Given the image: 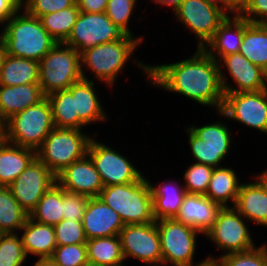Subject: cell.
Instances as JSON below:
<instances>
[{
  "label": "cell",
  "instance_id": "ee69618b",
  "mask_svg": "<svg viewBox=\"0 0 267 266\" xmlns=\"http://www.w3.org/2000/svg\"><path fill=\"white\" fill-rule=\"evenodd\" d=\"M90 198L63 189V219L82 221Z\"/></svg>",
  "mask_w": 267,
  "mask_h": 266
},
{
  "label": "cell",
  "instance_id": "d590c367",
  "mask_svg": "<svg viewBox=\"0 0 267 266\" xmlns=\"http://www.w3.org/2000/svg\"><path fill=\"white\" fill-rule=\"evenodd\" d=\"M184 133L187 134L188 144L190 148V156L194 162L202 163L205 165L212 166L214 168L225 166L226 158L230 157L231 148H212L206 144V141H203L198 137L188 126L184 127ZM225 160V161H224ZM222 164V165H221Z\"/></svg>",
  "mask_w": 267,
  "mask_h": 266
},
{
  "label": "cell",
  "instance_id": "d6986e66",
  "mask_svg": "<svg viewBox=\"0 0 267 266\" xmlns=\"http://www.w3.org/2000/svg\"><path fill=\"white\" fill-rule=\"evenodd\" d=\"M82 226L87 240L119 235L125 226L119 214L105 204L99 197L88 200Z\"/></svg>",
  "mask_w": 267,
  "mask_h": 266
},
{
  "label": "cell",
  "instance_id": "e0dca14e",
  "mask_svg": "<svg viewBox=\"0 0 267 266\" xmlns=\"http://www.w3.org/2000/svg\"><path fill=\"white\" fill-rule=\"evenodd\" d=\"M97 83L81 79L67 89L75 97V115H79V130L88 131L86 129L89 125L97 126L100 122L107 123L110 119L107 109L102 105L101 95L99 96L101 89Z\"/></svg>",
  "mask_w": 267,
  "mask_h": 266
},
{
  "label": "cell",
  "instance_id": "9c48e42d",
  "mask_svg": "<svg viewBox=\"0 0 267 266\" xmlns=\"http://www.w3.org/2000/svg\"><path fill=\"white\" fill-rule=\"evenodd\" d=\"M156 225L161 243L162 266H196L207 259L199 262L194 260L197 255V238L204 236L201 232L174 218L158 219Z\"/></svg>",
  "mask_w": 267,
  "mask_h": 266
},
{
  "label": "cell",
  "instance_id": "f5cc1de1",
  "mask_svg": "<svg viewBox=\"0 0 267 266\" xmlns=\"http://www.w3.org/2000/svg\"><path fill=\"white\" fill-rule=\"evenodd\" d=\"M196 266H220L216 260H210L206 259L201 264H198Z\"/></svg>",
  "mask_w": 267,
  "mask_h": 266
},
{
  "label": "cell",
  "instance_id": "5b68a950",
  "mask_svg": "<svg viewBox=\"0 0 267 266\" xmlns=\"http://www.w3.org/2000/svg\"><path fill=\"white\" fill-rule=\"evenodd\" d=\"M89 131L54 128L36 150V157L57 176L73 162L87 155L92 136Z\"/></svg>",
  "mask_w": 267,
  "mask_h": 266
},
{
  "label": "cell",
  "instance_id": "680465c9",
  "mask_svg": "<svg viewBox=\"0 0 267 266\" xmlns=\"http://www.w3.org/2000/svg\"><path fill=\"white\" fill-rule=\"evenodd\" d=\"M0 130H3V128H2V123L0 122Z\"/></svg>",
  "mask_w": 267,
  "mask_h": 266
},
{
  "label": "cell",
  "instance_id": "7dc6e473",
  "mask_svg": "<svg viewBox=\"0 0 267 266\" xmlns=\"http://www.w3.org/2000/svg\"><path fill=\"white\" fill-rule=\"evenodd\" d=\"M21 7V0H0V22L3 24Z\"/></svg>",
  "mask_w": 267,
  "mask_h": 266
},
{
  "label": "cell",
  "instance_id": "d6a6232c",
  "mask_svg": "<svg viewBox=\"0 0 267 266\" xmlns=\"http://www.w3.org/2000/svg\"><path fill=\"white\" fill-rule=\"evenodd\" d=\"M79 13L80 10L75 3L73 6L61 11L42 15L39 20L57 43H64L71 34Z\"/></svg>",
  "mask_w": 267,
  "mask_h": 266
},
{
  "label": "cell",
  "instance_id": "7c38bea8",
  "mask_svg": "<svg viewBox=\"0 0 267 266\" xmlns=\"http://www.w3.org/2000/svg\"><path fill=\"white\" fill-rule=\"evenodd\" d=\"M177 24L194 35L196 48H203L227 15L204 0H182L173 12Z\"/></svg>",
  "mask_w": 267,
  "mask_h": 266
},
{
  "label": "cell",
  "instance_id": "7402d4cb",
  "mask_svg": "<svg viewBox=\"0 0 267 266\" xmlns=\"http://www.w3.org/2000/svg\"><path fill=\"white\" fill-rule=\"evenodd\" d=\"M153 205V216L155 220L158 219H172L175 218L182 205L183 199L187 194L183 182L176 181L174 178H169L152 183L147 177ZM172 179V180H171Z\"/></svg>",
  "mask_w": 267,
  "mask_h": 266
},
{
  "label": "cell",
  "instance_id": "7bdbcfd3",
  "mask_svg": "<svg viewBox=\"0 0 267 266\" xmlns=\"http://www.w3.org/2000/svg\"><path fill=\"white\" fill-rule=\"evenodd\" d=\"M75 3L76 0H21L22 8L37 18L69 8Z\"/></svg>",
  "mask_w": 267,
  "mask_h": 266
},
{
  "label": "cell",
  "instance_id": "83f0119b",
  "mask_svg": "<svg viewBox=\"0 0 267 266\" xmlns=\"http://www.w3.org/2000/svg\"><path fill=\"white\" fill-rule=\"evenodd\" d=\"M39 83V62L4 55L0 67V85L17 86Z\"/></svg>",
  "mask_w": 267,
  "mask_h": 266
},
{
  "label": "cell",
  "instance_id": "4316f807",
  "mask_svg": "<svg viewBox=\"0 0 267 266\" xmlns=\"http://www.w3.org/2000/svg\"><path fill=\"white\" fill-rule=\"evenodd\" d=\"M36 158V150L4 140L0 144V186H9Z\"/></svg>",
  "mask_w": 267,
  "mask_h": 266
},
{
  "label": "cell",
  "instance_id": "8992f818",
  "mask_svg": "<svg viewBox=\"0 0 267 266\" xmlns=\"http://www.w3.org/2000/svg\"><path fill=\"white\" fill-rule=\"evenodd\" d=\"M2 128L7 142L37 150L55 128L49 100L45 97L38 104L11 116Z\"/></svg>",
  "mask_w": 267,
  "mask_h": 266
},
{
  "label": "cell",
  "instance_id": "603a6c76",
  "mask_svg": "<svg viewBox=\"0 0 267 266\" xmlns=\"http://www.w3.org/2000/svg\"><path fill=\"white\" fill-rule=\"evenodd\" d=\"M220 208L205 195L187 193L174 219L190 225L204 235L214 224Z\"/></svg>",
  "mask_w": 267,
  "mask_h": 266
},
{
  "label": "cell",
  "instance_id": "74e56055",
  "mask_svg": "<svg viewBox=\"0 0 267 266\" xmlns=\"http://www.w3.org/2000/svg\"><path fill=\"white\" fill-rule=\"evenodd\" d=\"M139 0H108L105 13L108 18L119 28H121L127 35L135 36L130 22L134 16V11L137 10ZM136 8V9H135Z\"/></svg>",
  "mask_w": 267,
  "mask_h": 266
},
{
  "label": "cell",
  "instance_id": "ba28073f",
  "mask_svg": "<svg viewBox=\"0 0 267 266\" xmlns=\"http://www.w3.org/2000/svg\"><path fill=\"white\" fill-rule=\"evenodd\" d=\"M81 79L80 53L71 46L56 43L39 61V85L45 97Z\"/></svg>",
  "mask_w": 267,
  "mask_h": 266
},
{
  "label": "cell",
  "instance_id": "484cf974",
  "mask_svg": "<svg viewBox=\"0 0 267 266\" xmlns=\"http://www.w3.org/2000/svg\"><path fill=\"white\" fill-rule=\"evenodd\" d=\"M214 168L205 196L220 207H234L242 181L229 166Z\"/></svg>",
  "mask_w": 267,
  "mask_h": 266
},
{
  "label": "cell",
  "instance_id": "ab89813d",
  "mask_svg": "<svg viewBox=\"0 0 267 266\" xmlns=\"http://www.w3.org/2000/svg\"><path fill=\"white\" fill-rule=\"evenodd\" d=\"M216 261L220 266H267V242L245 252L221 256Z\"/></svg>",
  "mask_w": 267,
  "mask_h": 266
},
{
  "label": "cell",
  "instance_id": "2e32d148",
  "mask_svg": "<svg viewBox=\"0 0 267 266\" xmlns=\"http://www.w3.org/2000/svg\"><path fill=\"white\" fill-rule=\"evenodd\" d=\"M56 183V176L36 157L8 188L30 215L41 197Z\"/></svg>",
  "mask_w": 267,
  "mask_h": 266
},
{
  "label": "cell",
  "instance_id": "8fae6325",
  "mask_svg": "<svg viewBox=\"0 0 267 266\" xmlns=\"http://www.w3.org/2000/svg\"><path fill=\"white\" fill-rule=\"evenodd\" d=\"M224 119L267 135V89L257 92H224L220 110Z\"/></svg>",
  "mask_w": 267,
  "mask_h": 266
},
{
  "label": "cell",
  "instance_id": "44dd1931",
  "mask_svg": "<svg viewBox=\"0 0 267 266\" xmlns=\"http://www.w3.org/2000/svg\"><path fill=\"white\" fill-rule=\"evenodd\" d=\"M243 36L244 18L240 15L227 16L202 49L218 62L222 57L240 51Z\"/></svg>",
  "mask_w": 267,
  "mask_h": 266
},
{
  "label": "cell",
  "instance_id": "f35d334b",
  "mask_svg": "<svg viewBox=\"0 0 267 266\" xmlns=\"http://www.w3.org/2000/svg\"><path fill=\"white\" fill-rule=\"evenodd\" d=\"M28 257L19 234H0V266H24Z\"/></svg>",
  "mask_w": 267,
  "mask_h": 266
},
{
  "label": "cell",
  "instance_id": "3957f363",
  "mask_svg": "<svg viewBox=\"0 0 267 266\" xmlns=\"http://www.w3.org/2000/svg\"><path fill=\"white\" fill-rule=\"evenodd\" d=\"M2 43L5 54L39 62L57 42L45 30L39 18L21 7L3 23Z\"/></svg>",
  "mask_w": 267,
  "mask_h": 266
},
{
  "label": "cell",
  "instance_id": "ffe728a7",
  "mask_svg": "<svg viewBox=\"0 0 267 266\" xmlns=\"http://www.w3.org/2000/svg\"><path fill=\"white\" fill-rule=\"evenodd\" d=\"M250 179L240 184L234 208L252 226L267 228V189L256 175Z\"/></svg>",
  "mask_w": 267,
  "mask_h": 266
},
{
  "label": "cell",
  "instance_id": "9a60e30c",
  "mask_svg": "<svg viewBox=\"0 0 267 266\" xmlns=\"http://www.w3.org/2000/svg\"><path fill=\"white\" fill-rule=\"evenodd\" d=\"M218 65L224 92H257L267 89V72L251 63L240 52L222 57Z\"/></svg>",
  "mask_w": 267,
  "mask_h": 266
},
{
  "label": "cell",
  "instance_id": "f907efd6",
  "mask_svg": "<svg viewBox=\"0 0 267 266\" xmlns=\"http://www.w3.org/2000/svg\"><path fill=\"white\" fill-rule=\"evenodd\" d=\"M31 266H57L50 259L36 260Z\"/></svg>",
  "mask_w": 267,
  "mask_h": 266
},
{
  "label": "cell",
  "instance_id": "cb8c5ba5",
  "mask_svg": "<svg viewBox=\"0 0 267 266\" xmlns=\"http://www.w3.org/2000/svg\"><path fill=\"white\" fill-rule=\"evenodd\" d=\"M18 234L27 257L32 255L37 256V260L50 259L57 247L54 226L38 223L30 217Z\"/></svg>",
  "mask_w": 267,
  "mask_h": 266
},
{
  "label": "cell",
  "instance_id": "11a10c76",
  "mask_svg": "<svg viewBox=\"0 0 267 266\" xmlns=\"http://www.w3.org/2000/svg\"><path fill=\"white\" fill-rule=\"evenodd\" d=\"M4 55H5V50H4L3 43H2V41H1V42H0V67H1L2 60H3V58H4Z\"/></svg>",
  "mask_w": 267,
  "mask_h": 266
},
{
  "label": "cell",
  "instance_id": "d4e9b609",
  "mask_svg": "<svg viewBox=\"0 0 267 266\" xmlns=\"http://www.w3.org/2000/svg\"><path fill=\"white\" fill-rule=\"evenodd\" d=\"M44 98L39 83L17 86L0 85V122L3 124L11 116L38 104Z\"/></svg>",
  "mask_w": 267,
  "mask_h": 266
},
{
  "label": "cell",
  "instance_id": "4fadbf2b",
  "mask_svg": "<svg viewBox=\"0 0 267 266\" xmlns=\"http://www.w3.org/2000/svg\"><path fill=\"white\" fill-rule=\"evenodd\" d=\"M127 35L103 13L80 12L71 34L64 44L80 54L96 45L125 39Z\"/></svg>",
  "mask_w": 267,
  "mask_h": 266
},
{
  "label": "cell",
  "instance_id": "b9f144b4",
  "mask_svg": "<svg viewBox=\"0 0 267 266\" xmlns=\"http://www.w3.org/2000/svg\"><path fill=\"white\" fill-rule=\"evenodd\" d=\"M57 246L86 244L87 238L82 221L61 220L54 225Z\"/></svg>",
  "mask_w": 267,
  "mask_h": 266
},
{
  "label": "cell",
  "instance_id": "6da1fadb",
  "mask_svg": "<svg viewBox=\"0 0 267 266\" xmlns=\"http://www.w3.org/2000/svg\"><path fill=\"white\" fill-rule=\"evenodd\" d=\"M191 54L178 62L149 63L148 86H154L164 93L179 94L214 112L220 111L224 91L218 62L201 48H196Z\"/></svg>",
  "mask_w": 267,
  "mask_h": 266
},
{
  "label": "cell",
  "instance_id": "5bb4252c",
  "mask_svg": "<svg viewBox=\"0 0 267 266\" xmlns=\"http://www.w3.org/2000/svg\"><path fill=\"white\" fill-rule=\"evenodd\" d=\"M125 261L135 259L144 266H162V251L156 221L128 224L119 233Z\"/></svg>",
  "mask_w": 267,
  "mask_h": 266
},
{
  "label": "cell",
  "instance_id": "30bf717a",
  "mask_svg": "<svg viewBox=\"0 0 267 266\" xmlns=\"http://www.w3.org/2000/svg\"><path fill=\"white\" fill-rule=\"evenodd\" d=\"M98 138H96V137ZM99 140V137L94 135L90 140L87 155L91 158L103 186H112L120 184H129L139 181L144 176L143 172L138 169V165H134V160L120 153L113 146H109ZM133 161V162H132Z\"/></svg>",
  "mask_w": 267,
  "mask_h": 266
},
{
  "label": "cell",
  "instance_id": "6f0895ef",
  "mask_svg": "<svg viewBox=\"0 0 267 266\" xmlns=\"http://www.w3.org/2000/svg\"><path fill=\"white\" fill-rule=\"evenodd\" d=\"M2 27H3V24L0 22V42L2 41Z\"/></svg>",
  "mask_w": 267,
  "mask_h": 266
},
{
  "label": "cell",
  "instance_id": "277c9868",
  "mask_svg": "<svg viewBox=\"0 0 267 266\" xmlns=\"http://www.w3.org/2000/svg\"><path fill=\"white\" fill-rule=\"evenodd\" d=\"M98 197L119 214L124 225L156 221L147 175L134 183L104 186Z\"/></svg>",
  "mask_w": 267,
  "mask_h": 266
},
{
  "label": "cell",
  "instance_id": "c3c4849f",
  "mask_svg": "<svg viewBox=\"0 0 267 266\" xmlns=\"http://www.w3.org/2000/svg\"><path fill=\"white\" fill-rule=\"evenodd\" d=\"M248 0H222V11L227 16L240 15L247 5Z\"/></svg>",
  "mask_w": 267,
  "mask_h": 266
},
{
  "label": "cell",
  "instance_id": "7a4b0ae2",
  "mask_svg": "<svg viewBox=\"0 0 267 266\" xmlns=\"http://www.w3.org/2000/svg\"><path fill=\"white\" fill-rule=\"evenodd\" d=\"M145 40V35L141 34L138 37L128 36L125 39L99 44L83 51L80 54L82 79L101 82V85L104 84L102 86L114 90L118 76L131 62L134 65L132 67L142 71L141 75L145 76L144 81L149 82V64L134 56ZM88 71L92 77L89 76L91 74L87 73Z\"/></svg>",
  "mask_w": 267,
  "mask_h": 266
},
{
  "label": "cell",
  "instance_id": "bcb514c9",
  "mask_svg": "<svg viewBox=\"0 0 267 266\" xmlns=\"http://www.w3.org/2000/svg\"><path fill=\"white\" fill-rule=\"evenodd\" d=\"M108 0H76L80 12L103 13L106 10Z\"/></svg>",
  "mask_w": 267,
  "mask_h": 266
},
{
  "label": "cell",
  "instance_id": "f1b7e54d",
  "mask_svg": "<svg viewBox=\"0 0 267 266\" xmlns=\"http://www.w3.org/2000/svg\"><path fill=\"white\" fill-rule=\"evenodd\" d=\"M239 52L267 72V24L250 23L244 18V36Z\"/></svg>",
  "mask_w": 267,
  "mask_h": 266
},
{
  "label": "cell",
  "instance_id": "9f6ffc18",
  "mask_svg": "<svg viewBox=\"0 0 267 266\" xmlns=\"http://www.w3.org/2000/svg\"><path fill=\"white\" fill-rule=\"evenodd\" d=\"M5 140L3 130H0V144Z\"/></svg>",
  "mask_w": 267,
  "mask_h": 266
},
{
  "label": "cell",
  "instance_id": "f6af8a7d",
  "mask_svg": "<svg viewBox=\"0 0 267 266\" xmlns=\"http://www.w3.org/2000/svg\"><path fill=\"white\" fill-rule=\"evenodd\" d=\"M240 16L250 23L267 24V0H248Z\"/></svg>",
  "mask_w": 267,
  "mask_h": 266
},
{
  "label": "cell",
  "instance_id": "681fc988",
  "mask_svg": "<svg viewBox=\"0 0 267 266\" xmlns=\"http://www.w3.org/2000/svg\"><path fill=\"white\" fill-rule=\"evenodd\" d=\"M150 2H154L153 4L156 6L154 10L158 5H161L163 8L166 7L168 11L171 9V12H174V10L181 4L182 0H150Z\"/></svg>",
  "mask_w": 267,
  "mask_h": 266
},
{
  "label": "cell",
  "instance_id": "f546056e",
  "mask_svg": "<svg viewBox=\"0 0 267 266\" xmlns=\"http://www.w3.org/2000/svg\"><path fill=\"white\" fill-rule=\"evenodd\" d=\"M87 260L91 266H126L119 235L87 240Z\"/></svg>",
  "mask_w": 267,
  "mask_h": 266
},
{
  "label": "cell",
  "instance_id": "ac0fdd59",
  "mask_svg": "<svg viewBox=\"0 0 267 266\" xmlns=\"http://www.w3.org/2000/svg\"><path fill=\"white\" fill-rule=\"evenodd\" d=\"M56 179L64 190L89 198L98 197L104 187L88 155L66 167L56 176Z\"/></svg>",
  "mask_w": 267,
  "mask_h": 266
},
{
  "label": "cell",
  "instance_id": "1f68e13d",
  "mask_svg": "<svg viewBox=\"0 0 267 266\" xmlns=\"http://www.w3.org/2000/svg\"><path fill=\"white\" fill-rule=\"evenodd\" d=\"M29 217L38 223L53 226L63 220V188L58 183L54 184L41 197Z\"/></svg>",
  "mask_w": 267,
  "mask_h": 266
},
{
  "label": "cell",
  "instance_id": "e575fe53",
  "mask_svg": "<svg viewBox=\"0 0 267 266\" xmlns=\"http://www.w3.org/2000/svg\"><path fill=\"white\" fill-rule=\"evenodd\" d=\"M46 98L50 102L56 128L79 130V115H75V97L68 90L54 92Z\"/></svg>",
  "mask_w": 267,
  "mask_h": 266
},
{
  "label": "cell",
  "instance_id": "4dcf8cb0",
  "mask_svg": "<svg viewBox=\"0 0 267 266\" xmlns=\"http://www.w3.org/2000/svg\"><path fill=\"white\" fill-rule=\"evenodd\" d=\"M28 217L8 186H0V234L19 233Z\"/></svg>",
  "mask_w": 267,
  "mask_h": 266
},
{
  "label": "cell",
  "instance_id": "8d00e7d4",
  "mask_svg": "<svg viewBox=\"0 0 267 266\" xmlns=\"http://www.w3.org/2000/svg\"><path fill=\"white\" fill-rule=\"evenodd\" d=\"M214 167L193 162L184 170L183 185L187 193L205 195Z\"/></svg>",
  "mask_w": 267,
  "mask_h": 266
},
{
  "label": "cell",
  "instance_id": "816d5d0a",
  "mask_svg": "<svg viewBox=\"0 0 267 266\" xmlns=\"http://www.w3.org/2000/svg\"><path fill=\"white\" fill-rule=\"evenodd\" d=\"M254 173L262 181V183L267 189V167L265 168V170H262V172H258L257 174L256 172Z\"/></svg>",
  "mask_w": 267,
  "mask_h": 266
},
{
  "label": "cell",
  "instance_id": "60d3db41",
  "mask_svg": "<svg viewBox=\"0 0 267 266\" xmlns=\"http://www.w3.org/2000/svg\"><path fill=\"white\" fill-rule=\"evenodd\" d=\"M57 266H88L86 244L57 246L50 258Z\"/></svg>",
  "mask_w": 267,
  "mask_h": 266
},
{
  "label": "cell",
  "instance_id": "836d02e7",
  "mask_svg": "<svg viewBox=\"0 0 267 266\" xmlns=\"http://www.w3.org/2000/svg\"><path fill=\"white\" fill-rule=\"evenodd\" d=\"M218 117H220L211 123L205 122L201 125H185L188 126L198 137H200L203 141H206V144L212 148H232L234 133L232 134L230 127V123L224 121V114L221 111L216 112Z\"/></svg>",
  "mask_w": 267,
  "mask_h": 266
},
{
  "label": "cell",
  "instance_id": "52a82bcc",
  "mask_svg": "<svg viewBox=\"0 0 267 266\" xmlns=\"http://www.w3.org/2000/svg\"><path fill=\"white\" fill-rule=\"evenodd\" d=\"M248 223L234 207H221L214 224L204 234L205 240L213 243V247L218 249L219 254L213 256L210 253L206 258L217 260L227 254L245 252L257 247Z\"/></svg>",
  "mask_w": 267,
  "mask_h": 266
},
{
  "label": "cell",
  "instance_id": "db71d44e",
  "mask_svg": "<svg viewBox=\"0 0 267 266\" xmlns=\"http://www.w3.org/2000/svg\"><path fill=\"white\" fill-rule=\"evenodd\" d=\"M204 1L222 10V0H204Z\"/></svg>",
  "mask_w": 267,
  "mask_h": 266
}]
</instances>
